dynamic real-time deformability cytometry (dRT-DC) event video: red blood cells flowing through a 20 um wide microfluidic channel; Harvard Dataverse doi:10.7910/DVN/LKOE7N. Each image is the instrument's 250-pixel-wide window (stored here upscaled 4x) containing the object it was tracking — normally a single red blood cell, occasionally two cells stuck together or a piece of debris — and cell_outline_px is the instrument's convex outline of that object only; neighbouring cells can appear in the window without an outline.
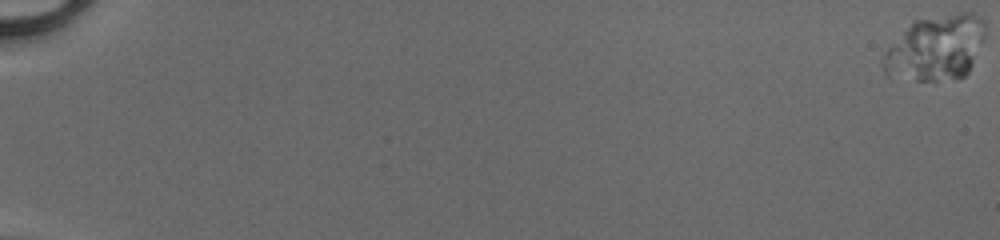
{"species": "human", "species_latin": "Homo sapiens", "temperature_condition": "cold", "stored_images_in_passage": 54, "camera_frame_rate_fps": 3000, "um_per_image_px": 0.085, "donor": {"sex": "male"}, "frame": {"image": 1, "passage_image": 1, "time_ms": 0.0, "image_size_px": [1000, 240], "cell_outline_px": [[984, 40], [968, 72], [964, 76], [936, 80], [916, 80], [888, 76], [884, 72], [880, 64], [880, 60], [888, 48], [912, 20], [960, 12], [972, 12], [984, 20]], "centroid_in_image_um": [79.52, 4.05], "position_along_channel_um": 5.5, "area_um2": 38.84}}
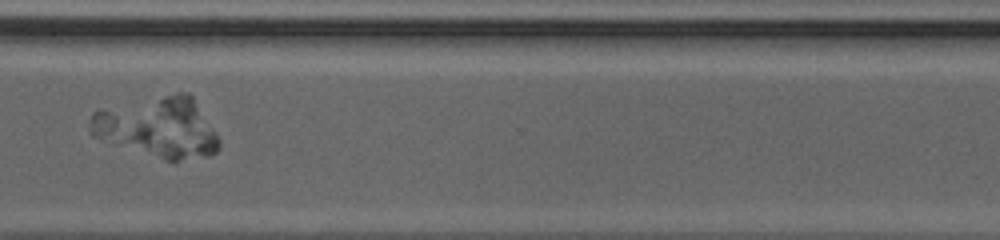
{"frame": {"image": 2, "passage_image": 44, "time_ms": 14.333, "image_size_px": [1000, 240], "cell_outline_px": [[220, 148], [216, 152], [208, 156], [172, 164], [92, 136], [88, 132], [88, 120], [92, 112], [100, 108], [176, 92], [188, 92], [192, 96], [220, 140]], "centroid_in_image_um": [13.41, 10.86], "position_along_channel_um": 357.2, "area_um2": 46.24}}
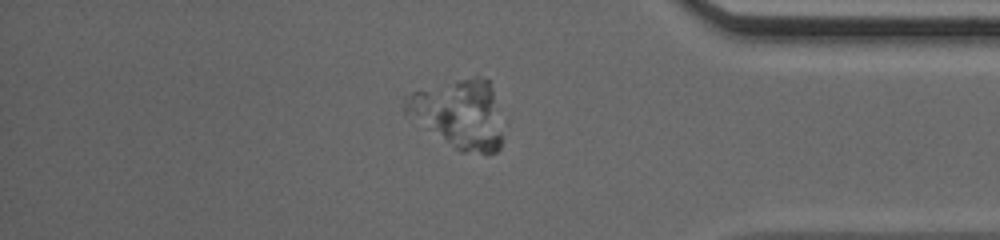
{"frame": {"image": 3, "passage_image": 48, "time_ms": 15.667, "image_size_px": [1000, 240], "cell_outline_px": [[500, 148], [496, 152], [460, 152], [404, 116], [404, 96], [412, 92], [472, 76], [480, 76], [488, 80], [492, 92], [500, 132]], "centroid_in_image_um": [38.9, 9.7], "position_along_channel_um": 396.3, "area_um2": 38.38}}